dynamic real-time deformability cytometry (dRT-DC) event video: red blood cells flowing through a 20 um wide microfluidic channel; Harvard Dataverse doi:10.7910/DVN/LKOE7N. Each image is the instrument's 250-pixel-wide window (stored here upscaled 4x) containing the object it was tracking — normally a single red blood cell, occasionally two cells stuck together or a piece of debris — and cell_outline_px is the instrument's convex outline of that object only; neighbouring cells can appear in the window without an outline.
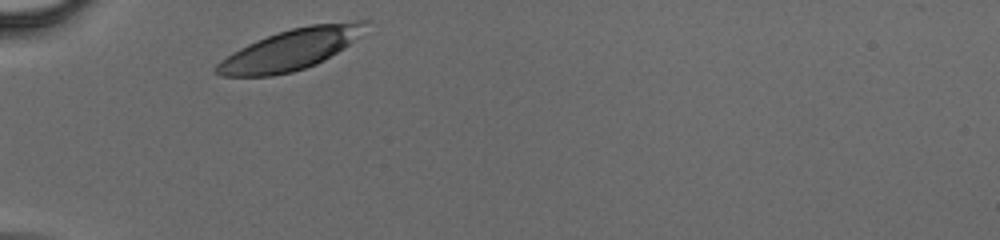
{"species": "human", "species_latin": "Homo sapiens", "temperature_condition": "cold", "stored_images_in_passage": 25, "camera_frame_rate_fps": 3000, "um_per_image_px": 0.085, "donor": {"sex": "male"}, "frame": {"image": 1, "passage_image": 1, "time_ms": 0.0, "image_size_px": [1000, 240], "cell_outline_px": [[364, 20], [352, 40], [344, 48], [324, 60], [316, 64], [292, 72], [272, 76], [220, 76], [212, 72], [216, 64], [220, 60], [232, 52], [256, 40], [292, 28], [312, 24], [356, 20]], "centroid_in_image_um": [24.54, 4.25], "position_along_channel_um": 60.5, "area_um2": 34.51}}
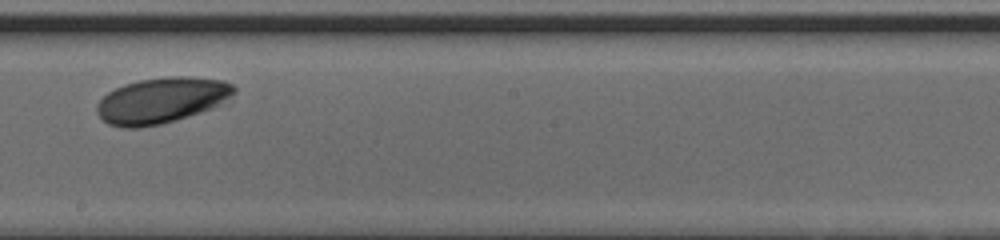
{"frame": {"image": 2, "passage_image": 14, "time_ms": 4.333, "image_size_px": [1000, 240], "cell_outline_px": [[236, 92], [212, 108], [176, 120], [160, 124], [140, 128], [120, 128], [108, 124], [96, 112], [96, 104], [108, 92], [124, 84], [140, 80], [172, 76], [188, 76], [224, 80], [232, 84], [236, 88]], "centroid_in_image_um": [13.71, 8.53], "position_along_channel_um": 234.5, "area_um2": 36.47}}
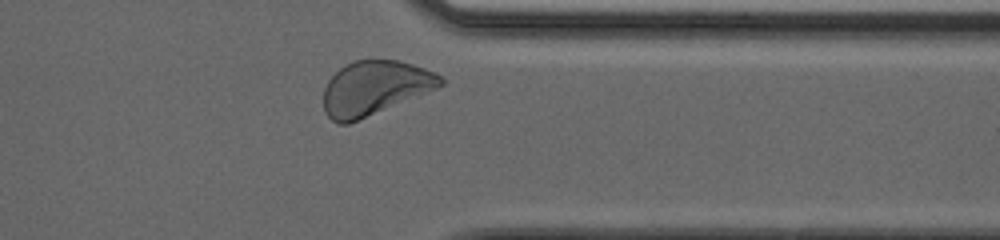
{"frame": {"image": 3, "passage_image": 24, "time_ms": 7.667, "image_size_px": [1000, 240], "cell_outline_px": [[444, 84], [436, 88], [348, 124], [336, 124], [324, 112], [324, 88], [328, 80], [344, 64], [356, 60], [400, 60], [424, 68], [440, 76], [444, 80]], "centroid_in_image_um": [31.81, 7.47], "position_along_channel_um": 379.6, "area_um2": 36.47}}